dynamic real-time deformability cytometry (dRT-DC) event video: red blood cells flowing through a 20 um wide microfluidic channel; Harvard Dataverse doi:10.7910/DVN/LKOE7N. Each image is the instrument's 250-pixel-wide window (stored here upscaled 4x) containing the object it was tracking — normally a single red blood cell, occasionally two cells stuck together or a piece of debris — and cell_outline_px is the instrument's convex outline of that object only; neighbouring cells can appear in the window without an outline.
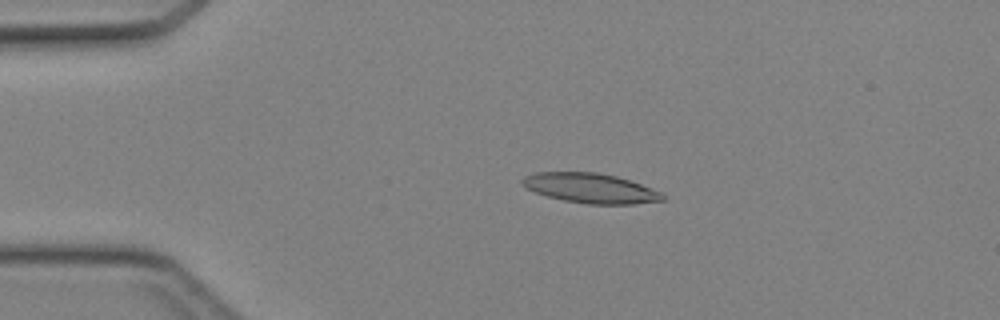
{"species": "Egyptian fruit bat (a non-hibernating species)", "species_latin": "Rousettus aegyptiacus", "temperature_condition": "cold", "stored_images_in_passage": 45, "camera_frame_rate_fps": 3000, "um_per_image_px": 0.085, "animal": {"sex": "female"}, "frame": {"image": 1, "passage_image": 10, "time_ms": 3.0, "image_size_px": [1000, 320], "cell_outline_px": [[664, 200], [632, 204], [588, 204], [564, 200], [548, 196], [536, 192], [520, 184], [520, 180], [524, 176], [536, 172], [596, 172], [616, 176], [664, 192]], "centroid_in_image_um": [50.19, 15.99], "position_along_channel_um": 34.8, "area_um2": 24.28}}
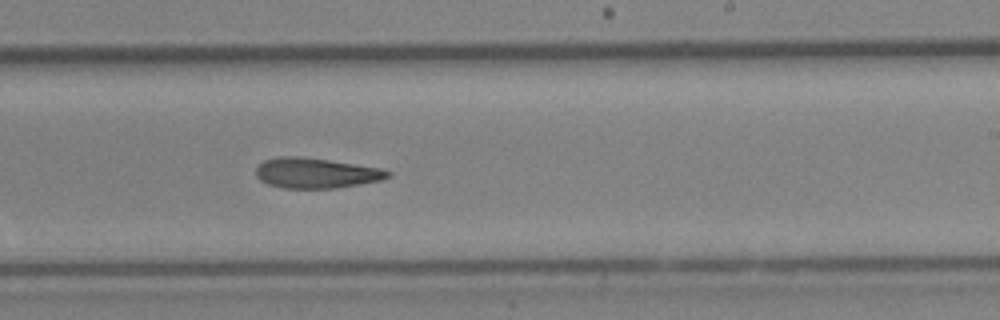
{"frame": {"image": 2, "passage_image": 28, "time_ms": 9.0, "image_size_px": [1000, 320], "cell_outline_px": [[392, 176], [380, 180], [336, 188], [284, 188], [268, 184], [260, 180], [256, 176], [256, 168], [264, 160], [276, 156], [296, 156], [328, 160], [380, 168], [392, 172]], "centroid_in_image_um": [26.84, 14.71], "position_along_channel_um": 262.2, "area_um2": 23.12}}
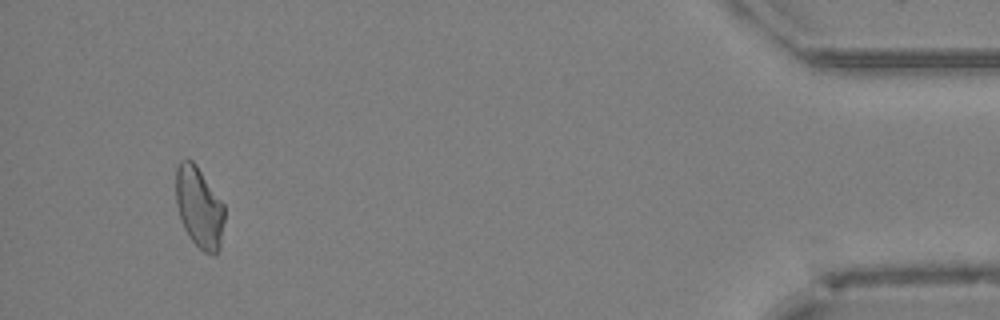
{"frame": {"image": 3, "passage_image": 43, "time_ms": 14.0, "image_size_px": [1000, 320], "cell_outline_px": [[224, 220], [220, 248], [216, 256], [212, 256], [204, 252], [188, 236], [180, 220], [176, 204], [176, 168], [180, 160], [192, 160], [196, 164], [224, 204]], "centroid_in_image_um": [16.93, 17.65], "position_along_channel_um": 418.3, "area_um2": 23.12}}